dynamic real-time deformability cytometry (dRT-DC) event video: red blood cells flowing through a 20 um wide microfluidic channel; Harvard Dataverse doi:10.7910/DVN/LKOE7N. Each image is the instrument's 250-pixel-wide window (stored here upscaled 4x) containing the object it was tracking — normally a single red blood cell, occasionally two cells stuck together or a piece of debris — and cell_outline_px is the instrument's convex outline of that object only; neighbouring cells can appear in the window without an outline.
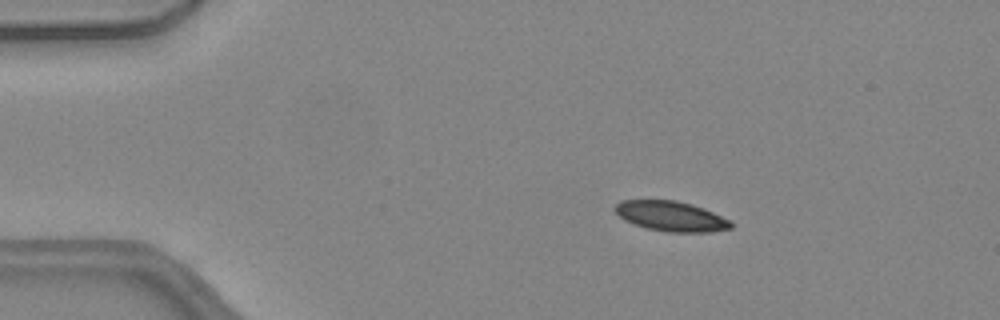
{"species": "common noctule bat (a hibernating species)", "species_latin": "Nyctalus noctula", "temperature_condition": "warm", "stored_images_in_passage": 50, "camera_frame_rate_fps": 3000, "um_per_image_px": 0.085, "animal": {"sex": "female", "body_mass_g": 24.6, "forearm_length_mm": 56.2}, "frame": {"image": 1, "passage_image": 8, "time_ms": 2.333, "image_size_px": [1000, 320], "cell_outline_px": [[732, 228], [712, 232], [668, 232], [648, 228], [624, 220], [612, 208], [620, 200], [676, 200], [692, 204], [704, 208], [732, 220]], "centroid_in_image_um": [57.07, 18.37], "position_along_channel_um": 27.9, "area_um2": 20.4}}
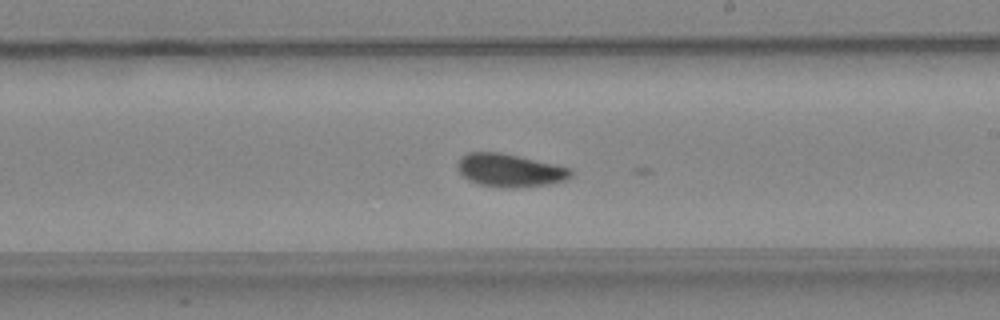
{"frame": {"image": 2, "passage_image": 29, "time_ms": 9.333, "image_size_px": [1000, 320], "cell_outline_px": [[572, 176], [564, 180], [548, 184], [516, 188], [504, 188], [480, 184], [468, 180], [456, 168], [456, 164], [460, 156], [468, 152], [500, 152], [556, 164], [572, 168]], "centroid_in_image_um": [43.32, 14.47], "position_along_channel_um": 245.7, "area_um2": 21.96}}
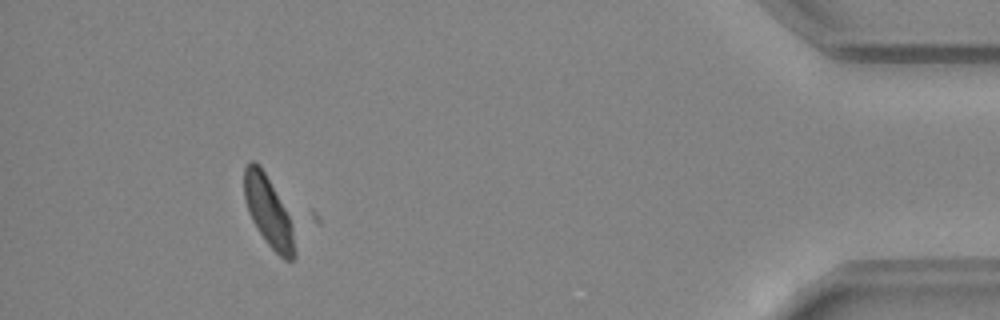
{"frame": {"image": 3, "passage_image": 46, "time_ms": 15.0, "image_size_px": [1000, 320], "cell_outline_px": [[296, 256], [292, 260], [284, 260], [268, 244], [256, 228], [248, 212], [244, 200], [244, 168], [248, 160], [252, 160], [260, 164], [284, 208], [288, 216], [292, 228], [296, 252]], "centroid_in_image_um": [22.77, 17.97], "position_along_channel_um": 412.4, "area_um2": 20.29}}